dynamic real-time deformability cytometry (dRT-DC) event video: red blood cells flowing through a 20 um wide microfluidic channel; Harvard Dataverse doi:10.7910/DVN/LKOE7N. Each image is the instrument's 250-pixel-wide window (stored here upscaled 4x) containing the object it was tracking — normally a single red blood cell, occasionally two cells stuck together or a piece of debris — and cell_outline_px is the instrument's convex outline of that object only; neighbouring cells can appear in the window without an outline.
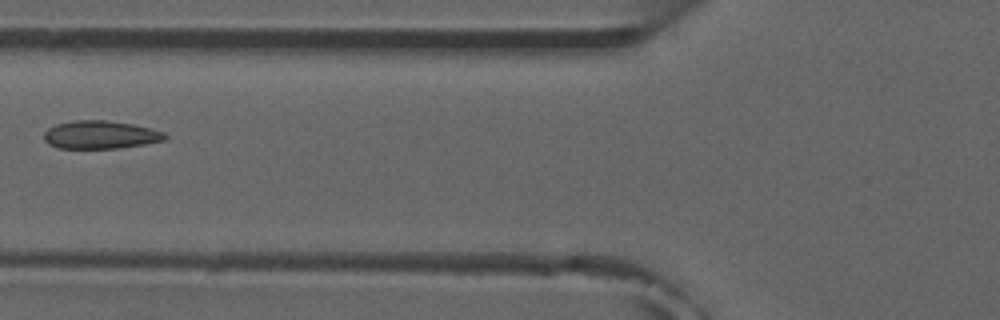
{"species": "common noctule bat (a hibernating species)", "species_latin": "Nyctalus noctula", "temperature_condition": "room temperature", "stored_images_in_passage": 6, "camera_frame_rate_fps": 3000, "um_per_image_px": 0.085, "animal": {"sex": "male", "forearm_length_mm": 52.5}, "frame": {"image": 1, "passage_image": 6, "time_ms": 6.333, "image_size_px": [1000, 320], "cell_outline_px": [[168, 136], [164, 140], [144, 144], [120, 148], [56, 148], [48, 144], [44, 140], [44, 132], [48, 128], [56, 124], [76, 120], [104, 120], [132, 124], [164, 132]], "centroid_in_image_um": [8.5, 11.46], "position_along_channel_um": 117.3, "area_um2": 19.71}}